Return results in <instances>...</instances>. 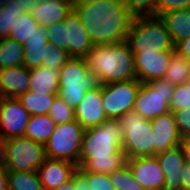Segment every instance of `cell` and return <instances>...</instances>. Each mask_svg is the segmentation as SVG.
I'll use <instances>...</instances> for the list:
<instances>
[{
	"instance_id": "1",
	"label": "cell",
	"mask_w": 190,
	"mask_h": 190,
	"mask_svg": "<svg viewBox=\"0 0 190 190\" xmlns=\"http://www.w3.org/2000/svg\"><path fill=\"white\" fill-rule=\"evenodd\" d=\"M73 10L93 45L126 41L134 16L122 0H73Z\"/></svg>"
},
{
	"instance_id": "2",
	"label": "cell",
	"mask_w": 190,
	"mask_h": 190,
	"mask_svg": "<svg viewBox=\"0 0 190 190\" xmlns=\"http://www.w3.org/2000/svg\"><path fill=\"white\" fill-rule=\"evenodd\" d=\"M123 131L118 120L108 119L83 134L78 167L86 172L110 174L126 165Z\"/></svg>"
},
{
	"instance_id": "3",
	"label": "cell",
	"mask_w": 190,
	"mask_h": 190,
	"mask_svg": "<svg viewBox=\"0 0 190 190\" xmlns=\"http://www.w3.org/2000/svg\"><path fill=\"white\" fill-rule=\"evenodd\" d=\"M85 60L100 85L136 79L134 54L126 41L94 45Z\"/></svg>"
},
{
	"instance_id": "4",
	"label": "cell",
	"mask_w": 190,
	"mask_h": 190,
	"mask_svg": "<svg viewBox=\"0 0 190 190\" xmlns=\"http://www.w3.org/2000/svg\"><path fill=\"white\" fill-rule=\"evenodd\" d=\"M126 42L136 53L174 51L175 43L164 22L157 16H135L132 19Z\"/></svg>"
},
{
	"instance_id": "5",
	"label": "cell",
	"mask_w": 190,
	"mask_h": 190,
	"mask_svg": "<svg viewBox=\"0 0 190 190\" xmlns=\"http://www.w3.org/2000/svg\"><path fill=\"white\" fill-rule=\"evenodd\" d=\"M58 94L74 109L84 94L100 85L97 77L88 70L85 58L71 57L59 70Z\"/></svg>"
},
{
	"instance_id": "6",
	"label": "cell",
	"mask_w": 190,
	"mask_h": 190,
	"mask_svg": "<svg viewBox=\"0 0 190 190\" xmlns=\"http://www.w3.org/2000/svg\"><path fill=\"white\" fill-rule=\"evenodd\" d=\"M118 121L123 131L122 150L127 159L154 156V134L150 120L132 110L123 114Z\"/></svg>"
},
{
	"instance_id": "7",
	"label": "cell",
	"mask_w": 190,
	"mask_h": 190,
	"mask_svg": "<svg viewBox=\"0 0 190 190\" xmlns=\"http://www.w3.org/2000/svg\"><path fill=\"white\" fill-rule=\"evenodd\" d=\"M84 131L76 120L57 124L45 144L46 157L69 161L78 167Z\"/></svg>"
},
{
	"instance_id": "8",
	"label": "cell",
	"mask_w": 190,
	"mask_h": 190,
	"mask_svg": "<svg viewBox=\"0 0 190 190\" xmlns=\"http://www.w3.org/2000/svg\"><path fill=\"white\" fill-rule=\"evenodd\" d=\"M175 86L164 79L141 83L133 110L147 120L170 112V101Z\"/></svg>"
},
{
	"instance_id": "9",
	"label": "cell",
	"mask_w": 190,
	"mask_h": 190,
	"mask_svg": "<svg viewBox=\"0 0 190 190\" xmlns=\"http://www.w3.org/2000/svg\"><path fill=\"white\" fill-rule=\"evenodd\" d=\"M6 170L37 172L46 157L45 145L25 136L6 139Z\"/></svg>"
},
{
	"instance_id": "10",
	"label": "cell",
	"mask_w": 190,
	"mask_h": 190,
	"mask_svg": "<svg viewBox=\"0 0 190 190\" xmlns=\"http://www.w3.org/2000/svg\"><path fill=\"white\" fill-rule=\"evenodd\" d=\"M140 85L137 79L101 85V99L108 119L118 120L134 109Z\"/></svg>"
},
{
	"instance_id": "11",
	"label": "cell",
	"mask_w": 190,
	"mask_h": 190,
	"mask_svg": "<svg viewBox=\"0 0 190 190\" xmlns=\"http://www.w3.org/2000/svg\"><path fill=\"white\" fill-rule=\"evenodd\" d=\"M30 116L17 98L0 97V137L24 136Z\"/></svg>"
},
{
	"instance_id": "12",
	"label": "cell",
	"mask_w": 190,
	"mask_h": 190,
	"mask_svg": "<svg viewBox=\"0 0 190 190\" xmlns=\"http://www.w3.org/2000/svg\"><path fill=\"white\" fill-rule=\"evenodd\" d=\"M135 181L145 190H163L165 176L156 156L127 159Z\"/></svg>"
},
{
	"instance_id": "13",
	"label": "cell",
	"mask_w": 190,
	"mask_h": 190,
	"mask_svg": "<svg viewBox=\"0 0 190 190\" xmlns=\"http://www.w3.org/2000/svg\"><path fill=\"white\" fill-rule=\"evenodd\" d=\"M173 51L144 52L134 55L136 79L141 83L163 79Z\"/></svg>"
},
{
	"instance_id": "14",
	"label": "cell",
	"mask_w": 190,
	"mask_h": 190,
	"mask_svg": "<svg viewBox=\"0 0 190 190\" xmlns=\"http://www.w3.org/2000/svg\"><path fill=\"white\" fill-rule=\"evenodd\" d=\"M63 22L66 27V52L70 57L85 58L94 45L85 30L83 22L73 9Z\"/></svg>"
},
{
	"instance_id": "15",
	"label": "cell",
	"mask_w": 190,
	"mask_h": 190,
	"mask_svg": "<svg viewBox=\"0 0 190 190\" xmlns=\"http://www.w3.org/2000/svg\"><path fill=\"white\" fill-rule=\"evenodd\" d=\"M76 121L86 130L99 126L108 120L101 99V85L84 94L83 100L75 108Z\"/></svg>"
},
{
	"instance_id": "16",
	"label": "cell",
	"mask_w": 190,
	"mask_h": 190,
	"mask_svg": "<svg viewBox=\"0 0 190 190\" xmlns=\"http://www.w3.org/2000/svg\"><path fill=\"white\" fill-rule=\"evenodd\" d=\"M150 122L154 134V156L182 143L183 139L178 132L171 111L150 120Z\"/></svg>"
},
{
	"instance_id": "17",
	"label": "cell",
	"mask_w": 190,
	"mask_h": 190,
	"mask_svg": "<svg viewBox=\"0 0 190 190\" xmlns=\"http://www.w3.org/2000/svg\"><path fill=\"white\" fill-rule=\"evenodd\" d=\"M165 176L163 190H181L180 173L185 156L182 145H178L155 155Z\"/></svg>"
},
{
	"instance_id": "18",
	"label": "cell",
	"mask_w": 190,
	"mask_h": 190,
	"mask_svg": "<svg viewBox=\"0 0 190 190\" xmlns=\"http://www.w3.org/2000/svg\"><path fill=\"white\" fill-rule=\"evenodd\" d=\"M76 169L77 165L72 162L46 158L37 173L43 190H52L71 179Z\"/></svg>"
},
{
	"instance_id": "19",
	"label": "cell",
	"mask_w": 190,
	"mask_h": 190,
	"mask_svg": "<svg viewBox=\"0 0 190 190\" xmlns=\"http://www.w3.org/2000/svg\"><path fill=\"white\" fill-rule=\"evenodd\" d=\"M29 85L30 69L24 65L0 70V97L18 98Z\"/></svg>"
},
{
	"instance_id": "20",
	"label": "cell",
	"mask_w": 190,
	"mask_h": 190,
	"mask_svg": "<svg viewBox=\"0 0 190 190\" xmlns=\"http://www.w3.org/2000/svg\"><path fill=\"white\" fill-rule=\"evenodd\" d=\"M73 9V0H42L36 5L31 15L43 26L62 22Z\"/></svg>"
},
{
	"instance_id": "21",
	"label": "cell",
	"mask_w": 190,
	"mask_h": 190,
	"mask_svg": "<svg viewBox=\"0 0 190 190\" xmlns=\"http://www.w3.org/2000/svg\"><path fill=\"white\" fill-rule=\"evenodd\" d=\"M48 43L46 29L40 26L37 33L23 44V65L28 69L41 67L43 61H46V45Z\"/></svg>"
},
{
	"instance_id": "22",
	"label": "cell",
	"mask_w": 190,
	"mask_h": 190,
	"mask_svg": "<svg viewBox=\"0 0 190 190\" xmlns=\"http://www.w3.org/2000/svg\"><path fill=\"white\" fill-rule=\"evenodd\" d=\"M175 45L190 35V8L178 9L160 16Z\"/></svg>"
},
{
	"instance_id": "23",
	"label": "cell",
	"mask_w": 190,
	"mask_h": 190,
	"mask_svg": "<svg viewBox=\"0 0 190 190\" xmlns=\"http://www.w3.org/2000/svg\"><path fill=\"white\" fill-rule=\"evenodd\" d=\"M58 88L59 72L57 70L43 65L30 69V91L57 95Z\"/></svg>"
},
{
	"instance_id": "24",
	"label": "cell",
	"mask_w": 190,
	"mask_h": 190,
	"mask_svg": "<svg viewBox=\"0 0 190 190\" xmlns=\"http://www.w3.org/2000/svg\"><path fill=\"white\" fill-rule=\"evenodd\" d=\"M55 126V122L48 114L32 115L26 126L24 136L45 145L52 135Z\"/></svg>"
},
{
	"instance_id": "25",
	"label": "cell",
	"mask_w": 190,
	"mask_h": 190,
	"mask_svg": "<svg viewBox=\"0 0 190 190\" xmlns=\"http://www.w3.org/2000/svg\"><path fill=\"white\" fill-rule=\"evenodd\" d=\"M57 95L46 94V92H33L27 90L17 99L23 107L32 115H45L49 113V109Z\"/></svg>"
},
{
	"instance_id": "26",
	"label": "cell",
	"mask_w": 190,
	"mask_h": 190,
	"mask_svg": "<svg viewBox=\"0 0 190 190\" xmlns=\"http://www.w3.org/2000/svg\"><path fill=\"white\" fill-rule=\"evenodd\" d=\"M23 44L10 38L0 39V70L23 65Z\"/></svg>"
},
{
	"instance_id": "27",
	"label": "cell",
	"mask_w": 190,
	"mask_h": 190,
	"mask_svg": "<svg viewBox=\"0 0 190 190\" xmlns=\"http://www.w3.org/2000/svg\"><path fill=\"white\" fill-rule=\"evenodd\" d=\"M190 61L176 50L172 52L168 69L163 77L174 85H181L188 82Z\"/></svg>"
},
{
	"instance_id": "28",
	"label": "cell",
	"mask_w": 190,
	"mask_h": 190,
	"mask_svg": "<svg viewBox=\"0 0 190 190\" xmlns=\"http://www.w3.org/2000/svg\"><path fill=\"white\" fill-rule=\"evenodd\" d=\"M40 26L41 25L31 15V13H24L15 22L13 28L11 29L9 38L16 40L20 44H24L25 41L37 33Z\"/></svg>"
},
{
	"instance_id": "29",
	"label": "cell",
	"mask_w": 190,
	"mask_h": 190,
	"mask_svg": "<svg viewBox=\"0 0 190 190\" xmlns=\"http://www.w3.org/2000/svg\"><path fill=\"white\" fill-rule=\"evenodd\" d=\"M8 190H43L37 172L7 171Z\"/></svg>"
},
{
	"instance_id": "30",
	"label": "cell",
	"mask_w": 190,
	"mask_h": 190,
	"mask_svg": "<svg viewBox=\"0 0 190 190\" xmlns=\"http://www.w3.org/2000/svg\"><path fill=\"white\" fill-rule=\"evenodd\" d=\"M24 13L15 0H11L0 8V39L9 38L15 22Z\"/></svg>"
},
{
	"instance_id": "31",
	"label": "cell",
	"mask_w": 190,
	"mask_h": 190,
	"mask_svg": "<svg viewBox=\"0 0 190 190\" xmlns=\"http://www.w3.org/2000/svg\"><path fill=\"white\" fill-rule=\"evenodd\" d=\"M48 115L55 122V124H64L76 120L75 109L69 106L63 99L56 96Z\"/></svg>"
},
{
	"instance_id": "32",
	"label": "cell",
	"mask_w": 190,
	"mask_h": 190,
	"mask_svg": "<svg viewBox=\"0 0 190 190\" xmlns=\"http://www.w3.org/2000/svg\"><path fill=\"white\" fill-rule=\"evenodd\" d=\"M109 175L115 190H145L135 181L127 164Z\"/></svg>"
},
{
	"instance_id": "33",
	"label": "cell",
	"mask_w": 190,
	"mask_h": 190,
	"mask_svg": "<svg viewBox=\"0 0 190 190\" xmlns=\"http://www.w3.org/2000/svg\"><path fill=\"white\" fill-rule=\"evenodd\" d=\"M128 11L135 16H156V0H122Z\"/></svg>"
},
{
	"instance_id": "34",
	"label": "cell",
	"mask_w": 190,
	"mask_h": 190,
	"mask_svg": "<svg viewBox=\"0 0 190 190\" xmlns=\"http://www.w3.org/2000/svg\"><path fill=\"white\" fill-rule=\"evenodd\" d=\"M70 58L68 52L48 43L46 61H43L42 65L58 71Z\"/></svg>"
},
{
	"instance_id": "35",
	"label": "cell",
	"mask_w": 190,
	"mask_h": 190,
	"mask_svg": "<svg viewBox=\"0 0 190 190\" xmlns=\"http://www.w3.org/2000/svg\"><path fill=\"white\" fill-rule=\"evenodd\" d=\"M190 109V85H176L170 101V111Z\"/></svg>"
},
{
	"instance_id": "36",
	"label": "cell",
	"mask_w": 190,
	"mask_h": 190,
	"mask_svg": "<svg viewBox=\"0 0 190 190\" xmlns=\"http://www.w3.org/2000/svg\"><path fill=\"white\" fill-rule=\"evenodd\" d=\"M65 28L63 21L45 27L49 44L66 51Z\"/></svg>"
},
{
	"instance_id": "37",
	"label": "cell",
	"mask_w": 190,
	"mask_h": 190,
	"mask_svg": "<svg viewBox=\"0 0 190 190\" xmlns=\"http://www.w3.org/2000/svg\"><path fill=\"white\" fill-rule=\"evenodd\" d=\"M182 139H190V109L171 111Z\"/></svg>"
},
{
	"instance_id": "38",
	"label": "cell",
	"mask_w": 190,
	"mask_h": 190,
	"mask_svg": "<svg viewBox=\"0 0 190 190\" xmlns=\"http://www.w3.org/2000/svg\"><path fill=\"white\" fill-rule=\"evenodd\" d=\"M190 8V0H156V16L170 11Z\"/></svg>"
},
{
	"instance_id": "39",
	"label": "cell",
	"mask_w": 190,
	"mask_h": 190,
	"mask_svg": "<svg viewBox=\"0 0 190 190\" xmlns=\"http://www.w3.org/2000/svg\"><path fill=\"white\" fill-rule=\"evenodd\" d=\"M88 181H92L93 190H115L109 174L87 172Z\"/></svg>"
},
{
	"instance_id": "40",
	"label": "cell",
	"mask_w": 190,
	"mask_h": 190,
	"mask_svg": "<svg viewBox=\"0 0 190 190\" xmlns=\"http://www.w3.org/2000/svg\"><path fill=\"white\" fill-rule=\"evenodd\" d=\"M74 186L75 190H93L92 181L87 179V172L80 167L74 171Z\"/></svg>"
},
{
	"instance_id": "41",
	"label": "cell",
	"mask_w": 190,
	"mask_h": 190,
	"mask_svg": "<svg viewBox=\"0 0 190 190\" xmlns=\"http://www.w3.org/2000/svg\"><path fill=\"white\" fill-rule=\"evenodd\" d=\"M181 190H190V163L184 162L180 173Z\"/></svg>"
},
{
	"instance_id": "42",
	"label": "cell",
	"mask_w": 190,
	"mask_h": 190,
	"mask_svg": "<svg viewBox=\"0 0 190 190\" xmlns=\"http://www.w3.org/2000/svg\"><path fill=\"white\" fill-rule=\"evenodd\" d=\"M175 50L190 61V35L175 45Z\"/></svg>"
},
{
	"instance_id": "43",
	"label": "cell",
	"mask_w": 190,
	"mask_h": 190,
	"mask_svg": "<svg viewBox=\"0 0 190 190\" xmlns=\"http://www.w3.org/2000/svg\"><path fill=\"white\" fill-rule=\"evenodd\" d=\"M25 13H30L32 9L38 5L42 0H15Z\"/></svg>"
},
{
	"instance_id": "44",
	"label": "cell",
	"mask_w": 190,
	"mask_h": 190,
	"mask_svg": "<svg viewBox=\"0 0 190 190\" xmlns=\"http://www.w3.org/2000/svg\"><path fill=\"white\" fill-rule=\"evenodd\" d=\"M6 157H7L6 140L0 137V167L1 168H5L6 166Z\"/></svg>"
},
{
	"instance_id": "45",
	"label": "cell",
	"mask_w": 190,
	"mask_h": 190,
	"mask_svg": "<svg viewBox=\"0 0 190 190\" xmlns=\"http://www.w3.org/2000/svg\"><path fill=\"white\" fill-rule=\"evenodd\" d=\"M0 190H8V176L6 168L0 167Z\"/></svg>"
},
{
	"instance_id": "46",
	"label": "cell",
	"mask_w": 190,
	"mask_h": 190,
	"mask_svg": "<svg viewBox=\"0 0 190 190\" xmlns=\"http://www.w3.org/2000/svg\"><path fill=\"white\" fill-rule=\"evenodd\" d=\"M184 156H185V161L190 163V139H184L181 143Z\"/></svg>"
},
{
	"instance_id": "47",
	"label": "cell",
	"mask_w": 190,
	"mask_h": 190,
	"mask_svg": "<svg viewBox=\"0 0 190 190\" xmlns=\"http://www.w3.org/2000/svg\"><path fill=\"white\" fill-rule=\"evenodd\" d=\"M52 190H75L74 173L72 174L71 179H69L67 182L63 183L60 187L52 189Z\"/></svg>"
},
{
	"instance_id": "48",
	"label": "cell",
	"mask_w": 190,
	"mask_h": 190,
	"mask_svg": "<svg viewBox=\"0 0 190 190\" xmlns=\"http://www.w3.org/2000/svg\"><path fill=\"white\" fill-rule=\"evenodd\" d=\"M11 0H0V8L4 7Z\"/></svg>"
},
{
	"instance_id": "49",
	"label": "cell",
	"mask_w": 190,
	"mask_h": 190,
	"mask_svg": "<svg viewBox=\"0 0 190 190\" xmlns=\"http://www.w3.org/2000/svg\"><path fill=\"white\" fill-rule=\"evenodd\" d=\"M188 73H189V77H188V82L187 83L190 85V67H189V72Z\"/></svg>"
}]
</instances>
